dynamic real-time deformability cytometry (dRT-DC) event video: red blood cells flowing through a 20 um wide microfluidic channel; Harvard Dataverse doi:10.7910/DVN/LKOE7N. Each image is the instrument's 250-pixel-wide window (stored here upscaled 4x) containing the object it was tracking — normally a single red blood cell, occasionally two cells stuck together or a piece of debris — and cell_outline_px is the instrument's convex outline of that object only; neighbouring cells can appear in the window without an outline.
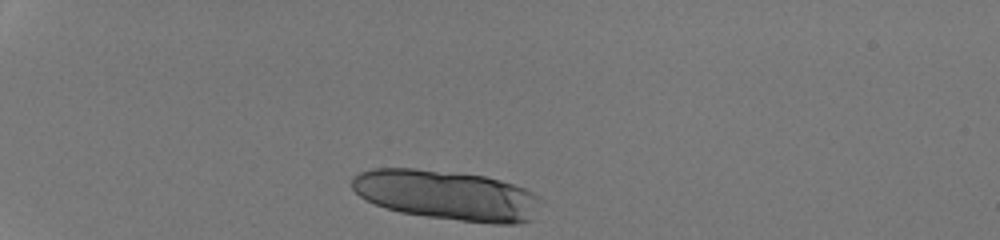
{"species": "human", "species_latin": "Homo sapiens", "temperature_condition": "room temperature", "stored_images_in_passage": 15, "segment_of_instrument_passage": [1, 2], "camera_frame_rate_fps": 3000, "um_per_image_px": 0.085, "donor": {"sex": "male"}, "frame": {"image": 1, "passage_image": 1, "time_ms": 0.0, "image_size_px": [1000, 240], "cell_outline_px": [[540, 196], [532, 220], [516, 224], [492, 224], [428, 216], [400, 212], [376, 204], [360, 196], [352, 188], [352, 176], [360, 172], [372, 168], [412, 168], [484, 176], [500, 180], [524, 188]], "centroid_in_image_um": [37.98, 16.59], "position_along_channel_um": 47.0, "area_um2": 54.33}}